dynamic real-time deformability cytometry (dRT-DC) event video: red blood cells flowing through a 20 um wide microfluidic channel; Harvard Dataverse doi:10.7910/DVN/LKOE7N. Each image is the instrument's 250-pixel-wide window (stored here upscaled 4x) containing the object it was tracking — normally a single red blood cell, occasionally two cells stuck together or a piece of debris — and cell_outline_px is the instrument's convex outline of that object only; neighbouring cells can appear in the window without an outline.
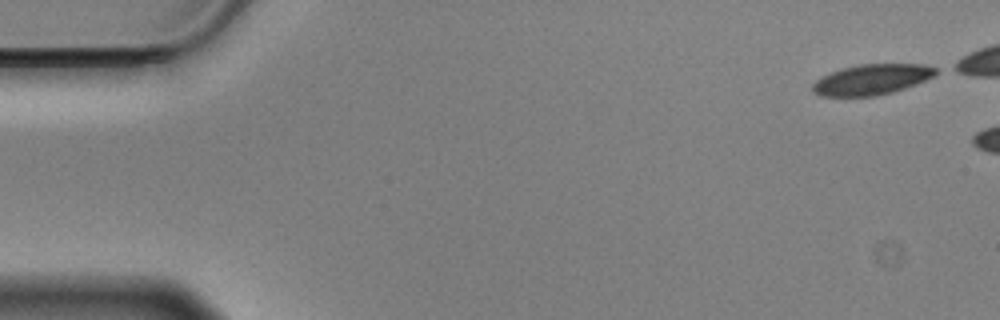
{"species": "Egyptian fruit bat (a non-hibernating species)", "species_latin": "Rousettus aegyptiacus", "temperature_condition": "cold", "stored_images_in_passage": 6, "camera_frame_rate_fps": 3000, "um_per_image_px": 0.085, "animal": {"sex": "male"}, "frame": {"image": 1, "passage_image": 1, "time_ms": 0.0, "image_size_px": [1000, 320], "cell_outline_px": [[940, 72], [916, 84], [892, 92], [876, 96], [820, 96], [812, 92], [812, 84], [816, 80], [840, 68], [860, 64], [924, 64], [936, 68]], "centroid_in_image_um": [74.09, 6.76], "position_along_channel_um": 10.9, "area_um2": 21.85}}